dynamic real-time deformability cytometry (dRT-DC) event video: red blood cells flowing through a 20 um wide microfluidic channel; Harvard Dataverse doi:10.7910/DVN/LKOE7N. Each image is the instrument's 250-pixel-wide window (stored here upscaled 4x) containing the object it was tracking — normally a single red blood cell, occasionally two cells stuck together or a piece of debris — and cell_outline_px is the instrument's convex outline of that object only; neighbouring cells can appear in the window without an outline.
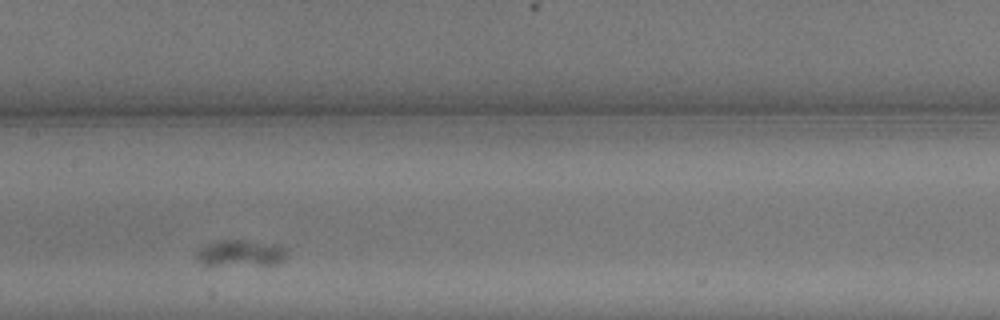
{"species": "common noctule bat (a hibernating species)", "species_latin": "Nyctalus noctula", "temperature_condition": "warm", "stored_images_in_passage": 12, "camera_frame_rate_fps": 3000, "um_per_image_px": 0.085, "animal": {"sex": "male", "body_mass_g": 13.3}, "frame": {"image": 1, "passage_image": 6, "time_ms": 1.667, "image_size_px": [1000, 320], "cell_outline_px": [[288, 256], [284, 260], [276, 264], [204, 264], [196, 260], [196, 252], [200, 248], [220, 240], [248, 240], [272, 244], [288, 248]], "centroid_in_image_um": [20.52, 21.5], "position_along_channel_um": 186.9, "area_um2": 13.64}}
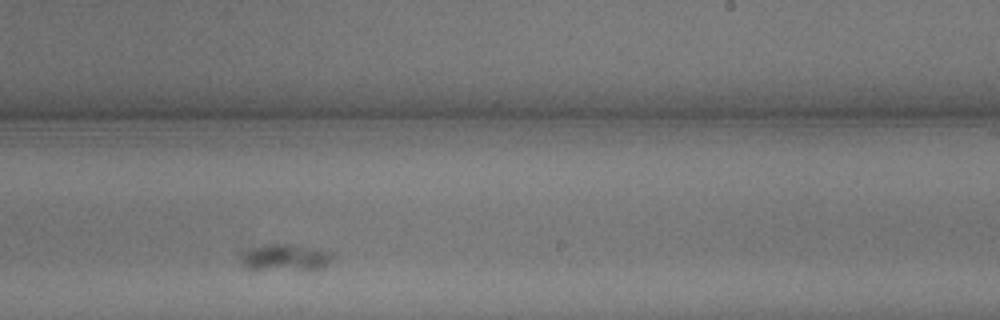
{"frame": {"image": 2, "passage_image": 9, "time_ms": 2.667, "image_size_px": [1000, 320], "cell_outline_px": [[332, 256], [328, 264], [324, 268], [248, 268], [244, 264], [244, 256], [256, 248], [264, 244], [288, 244], [332, 252]], "centroid_in_image_um": [24.37, 21.86], "position_along_channel_um": 264.6, "area_um2": 12.83}}
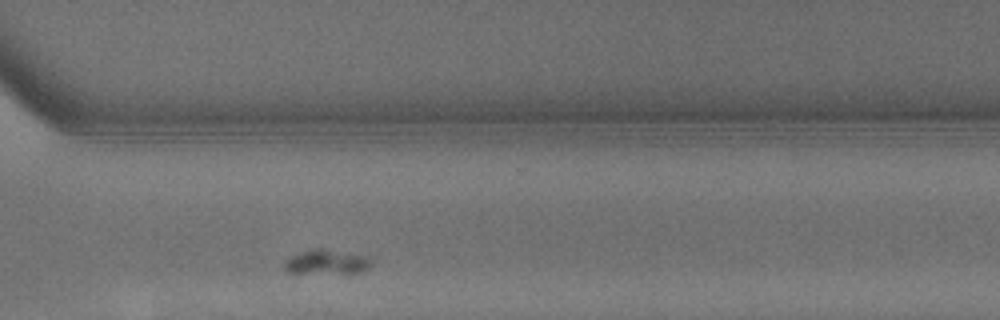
{"frame": {"image": 3, "passage_image": 12, "time_ms": 3.667, "image_size_px": [1000, 320], "cell_outline_px": [[372, 264], [364, 272], [288, 272], [284, 268], [284, 260], [292, 256], [316, 248], [320, 248], [368, 256], [372, 260]], "centroid_in_image_um": [27.81, 22.26], "position_along_channel_um": 342.8, "area_um2": 12.02}}